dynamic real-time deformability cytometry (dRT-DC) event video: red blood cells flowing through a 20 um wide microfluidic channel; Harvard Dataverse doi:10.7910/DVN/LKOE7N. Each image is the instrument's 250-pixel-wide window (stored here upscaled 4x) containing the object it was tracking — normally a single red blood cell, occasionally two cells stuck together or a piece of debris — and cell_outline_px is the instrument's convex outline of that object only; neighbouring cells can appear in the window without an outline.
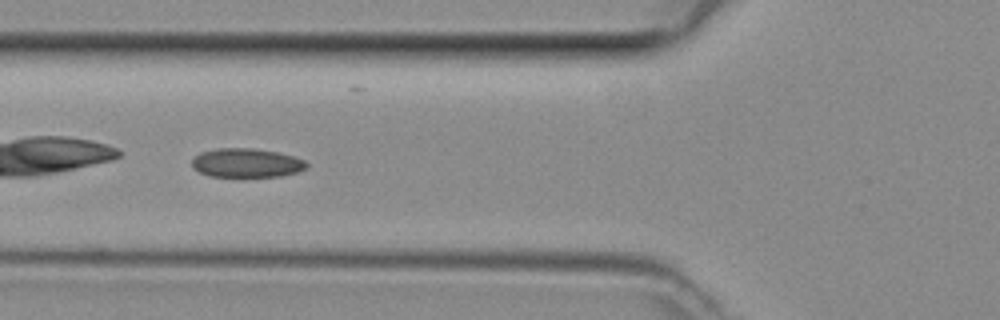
{"species": "common noctule bat (a hibernating species)", "species_latin": "Nyctalus noctula", "temperature_condition": "room temperature", "stored_images_in_passage": 27, "camera_frame_rate_fps": 3000, "um_per_image_px": 0.085, "animal": {"sex": "female", "body_mass_g": 29.2, "forearm_length_mm": 56.3}, "frame": {"image": 1, "passage_image": 3, "time_ms": 0.667, "image_size_px": [1000, 320], "cell_outline_px": [[308, 164], [304, 168], [296, 172], [280, 176], [208, 176], [192, 168], [192, 160], [200, 152], [216, 148], [252, 148], [280, 152], [304, 160]], "centroid_in_image_um": [20.92, 13.83], "position_along_channel_um": 104.9, "area_um2": 19.25}}
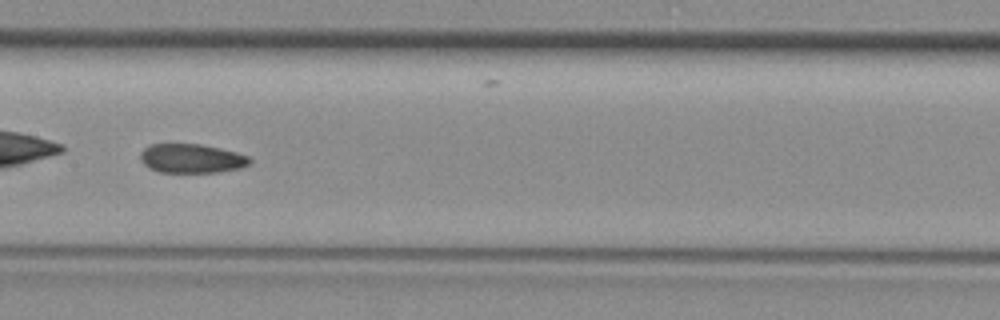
{"frame": {"image": 2, "passage_image": 9, "time_ms": 2.667, "image_size_px": [1000, 320], "cell_outline_px": [[252, 160], [248, 164], [240, 168], [216, 172], [160, 172], [148, 168], [140, 160], [140, 152], [144, 148], [152, 144], [200, 144], [220, 148], [236, 152], [248, 156]], "centroid_in_image_um": [16.26, 13.47], "position_along_channel_um": 191.1, "area_um2": 18.5}}
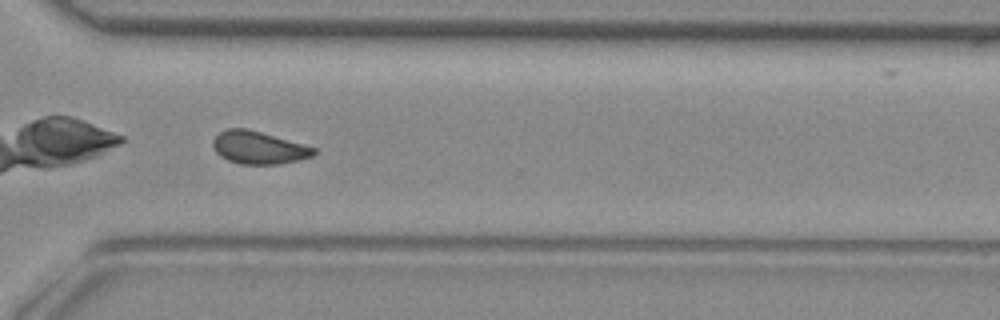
{"frame": {"image": 3, "passage_image": 20, "time_ms": 6.333, "image_size_px": [1000, 320], "cell_outline_px": [[316, 152], [312, 156], [296, 160], [276, 164], [240, 164], [228, 160], [220, 156], [216, 152], [212, 144], [212, 140], [220, 132], [228, 128], [248, 128], [316, 148]], "centroid_in_image_um": [21.94, 12.54], "position_along_channel_um": 348.7, "area_um2": 19.02}}